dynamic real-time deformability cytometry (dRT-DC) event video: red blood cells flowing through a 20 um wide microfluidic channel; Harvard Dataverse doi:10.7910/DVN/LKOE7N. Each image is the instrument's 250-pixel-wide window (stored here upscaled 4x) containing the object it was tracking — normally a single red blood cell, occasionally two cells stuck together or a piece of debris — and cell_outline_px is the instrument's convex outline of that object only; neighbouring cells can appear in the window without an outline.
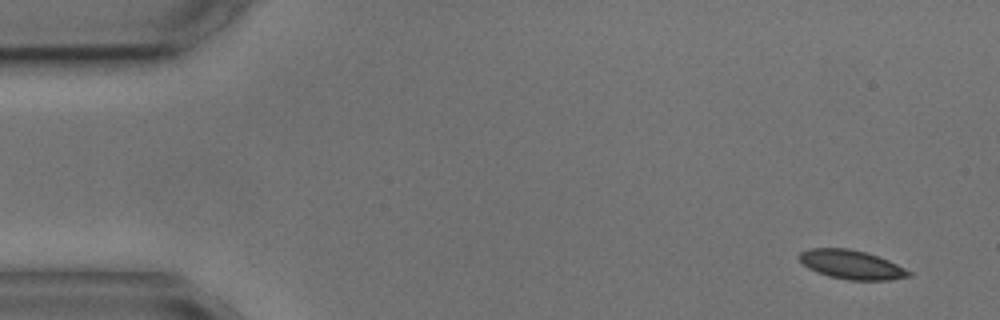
{"species": "common noctule bat (a hibernating species)", "species_latin": "Nyctalus noctula", "temperature_condition": "cold", "stored_images_in_passage": 7, "camera_frame_rate_fps": 3000, "um_per_image_px": 0.085, "animal": {"sex": "male", "body_mass_g": 17.9, "forearm_length_mm": 54.2}, "frame": {"image": 1, "passage_image": 1, "time_ms": 0.0, "image_size_px": [1000, 320], "cell_outline_px": [[912, 276], [888, 280], [848, 280], [828, 276], [816, 272], [808, 268], [796, 256], [800, 252], [808, 248], [848, 248], [864, 252], [888, 260], [912, 272]], "centroid_in_image_um": [72.34, 22.49], "position_along_channel_um": 12.7, "area_um2": 18.5}}
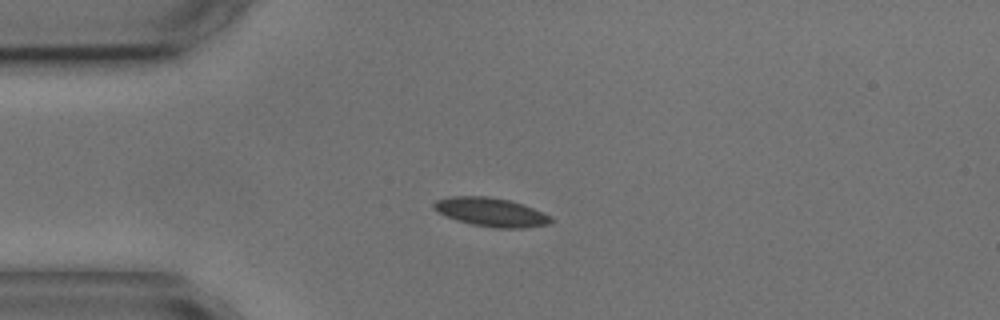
{"frame": {"image": 2, "passage_image": 2, "time_ms": 3.333, "image_size_px": [1000, 320], "cell_outline_px": [[556, 220], [552, 224], [524, 228], [496, 228], [472, 224], [456, 220], [432, 208], [432, 204], [436, 200], [452, 196], [484, 196], [508, 200], [544, 212], [552, 216]], "centroid_in_image_um": [41.8, 18.04], "position_along_channel_um": 43.2, "area_um2": 19.59}}